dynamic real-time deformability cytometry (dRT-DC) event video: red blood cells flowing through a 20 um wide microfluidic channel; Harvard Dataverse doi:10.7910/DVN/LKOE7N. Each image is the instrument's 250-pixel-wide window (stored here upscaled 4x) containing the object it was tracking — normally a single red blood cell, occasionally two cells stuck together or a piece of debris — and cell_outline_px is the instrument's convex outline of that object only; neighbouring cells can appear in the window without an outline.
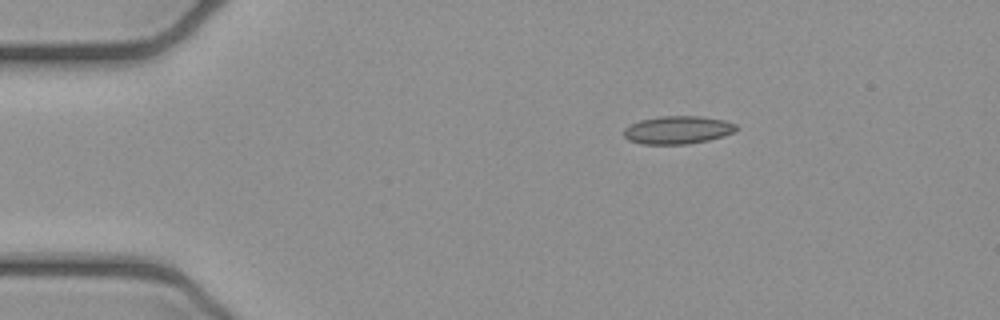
{"species": "common noctule bat (a hibernating species)", "species_latin": "Nyctalus noctula", "temperature_condition": "cold", "stored_images_in_passage": 2, "camera_frame_rate_fps": 3000, "um_per_image_px": 0.085, "animal": {"sex": "female", "body_mass_g": 21.9}, "frame": {"image": 1, "passage_image": 2, "time_ms": 0.333, "image_size_px": [1000, 320], "cell_outline_px": [[736, 132], [724, 136], [708, 140], [688, 144], [640, 144], [628, 140], [624, 136], [624, 128], [640, 120], [660, 116], [700, 116], [724, 120], [736, 124]], "centroid_in_image_um": [57.61, 11.05], "position_along_channel_um": 27.4, "area_um2": 18.38}}